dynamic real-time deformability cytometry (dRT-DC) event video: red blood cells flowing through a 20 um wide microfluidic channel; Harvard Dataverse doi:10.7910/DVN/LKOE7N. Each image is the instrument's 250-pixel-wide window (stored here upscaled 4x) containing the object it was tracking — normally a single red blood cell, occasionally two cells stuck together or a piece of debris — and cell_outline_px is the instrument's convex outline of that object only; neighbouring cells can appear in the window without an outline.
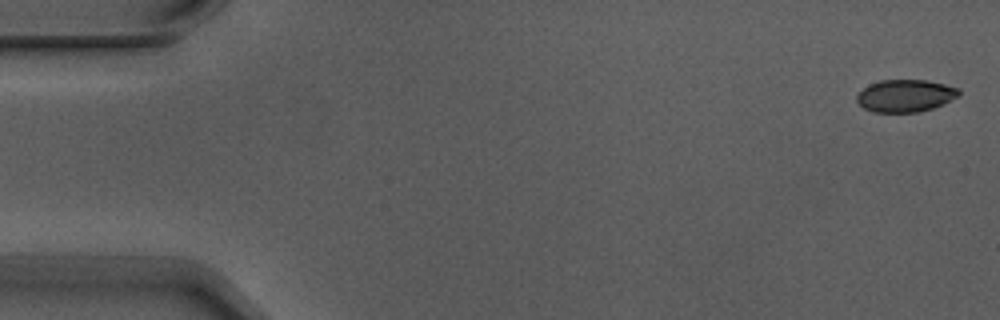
{"species": "Egyptian fruit bat (a non-hibernating species)", "species_latin": "Rousettus aegyptiacus", "temperature_condition": "warm", "stored_images_in_passage": 5, "camera_frame_rate_fps": 3000, "um_per_image_px": 0.085, "animal": {"sex": "male"}, "frame": {"image": 1, "passage_image": 1, "time_ms": 0.0, "image_size_px": [1000, 320], "cell_outline_px": [[960, 92], [956, 96], [932, 108], [916, 112], [872, 112], [864, 108], [856, 100], [856, 96], [868, 84], [880, 80], [928, 80], [960, 88]], "centroid_in_image_um": [76.91, 8.12], "position_along_channel_um": 8.1, "area_um2": 19.02}}
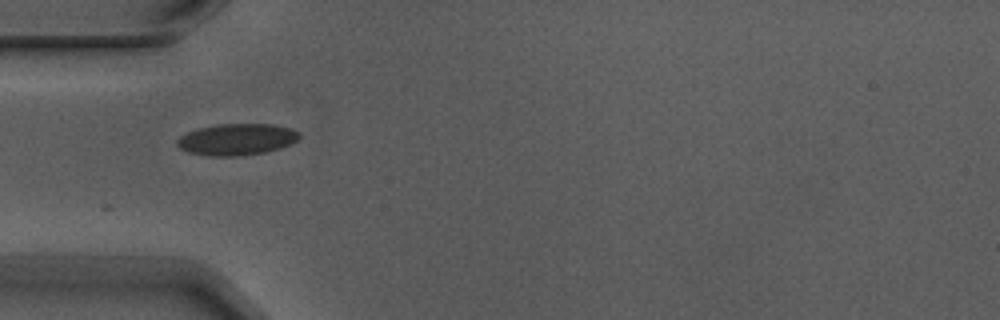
{"frame": {"image": 2, "passage_image": 5, "time_ms": 1.333, "image_size_px": [1000, 320], "cell_outline_px": [[300, 136], [296, 140], [280, 148], [264, 152], [236, 156], [208, 156], [188, 152], [180, 148], [176, 144], [176, 140], [180, 136], [196, 128], [216, 124], [272, 124], [288, 128], [300, 132]], "centroid_in_image_um": [20.07, 11.84], "position_along_channel_um": 64.9, "area_um2": 22.37}}